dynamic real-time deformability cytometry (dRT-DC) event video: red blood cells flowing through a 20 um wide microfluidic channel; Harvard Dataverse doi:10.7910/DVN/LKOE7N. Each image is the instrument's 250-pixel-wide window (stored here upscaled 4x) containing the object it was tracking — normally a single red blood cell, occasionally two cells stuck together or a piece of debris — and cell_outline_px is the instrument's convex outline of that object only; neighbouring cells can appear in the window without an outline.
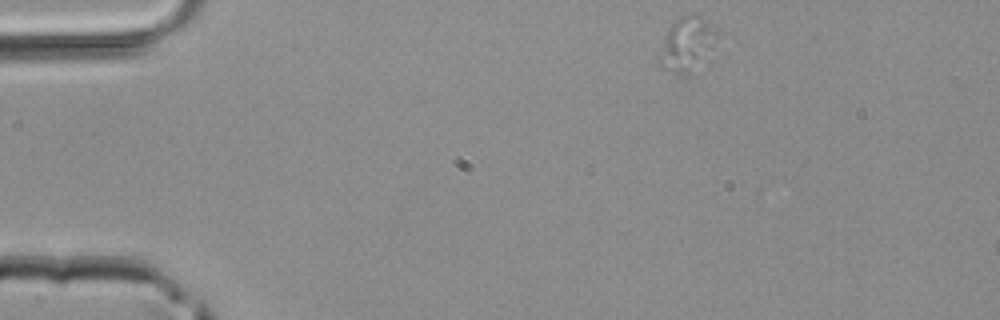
{"species": "common noctule bat (a hibernating species)", "species_latin": "Nyctalus noctula", "temperature_condition": "room temperature", "stored_images_in_passage": 3, "segment_of_instrument_passage": [1, 2], "camera_frame_rate_fps": 3000, "um_per_image_px": 0.085, "animal": {"sex": "male", "body_mass_g": 20.4}, "frame": {"image": 1, "passage_image": 1, "time_ms": 0.0, "image_size_px": [1000, 320], "cell_outline_px": [[716, 36], [708, 64], [688, 72], [676, 72], [664, 68], [660, 60], [660, 56], [664, 40], [668, 28], [680, 16], [688, 12], [716, 32]], "centroid_in_image_um": [58.42, 3.8], "position_along_channel_um": 26.6, "area_um2": 17.34}}